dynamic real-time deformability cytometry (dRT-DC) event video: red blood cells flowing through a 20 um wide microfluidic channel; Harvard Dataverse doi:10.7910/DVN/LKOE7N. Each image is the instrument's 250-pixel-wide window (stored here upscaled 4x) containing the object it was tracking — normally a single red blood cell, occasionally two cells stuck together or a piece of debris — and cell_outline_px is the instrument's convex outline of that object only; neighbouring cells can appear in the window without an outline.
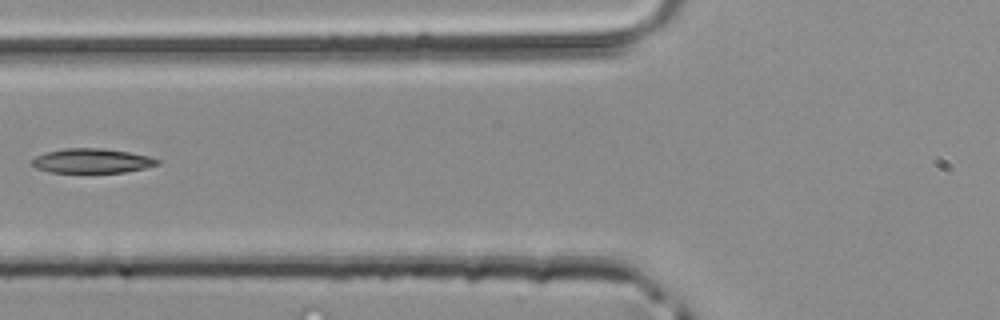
{"species": "common noctule bat (a hibernating species)", "species_latin": "Nyctalus noctula", "temperature_condition": "room temperature", "stored_images_in_passage": 5, "camera_frame_rate_fps": 3000, "um_per_image_px": 0.085, "animal": {"sex": "male", "body_mass_g": 20.4}, "frame": {"image": 1, "passage_image": 5, "time_ms": 1.333, "image_size_px": [1000, 320], "cell_outline_px": [[160, 164], [144, 168], [124, 172], [48, 172], [36, 168], [32, 164], [32, 160], [36, 156], [44, 152], [64, 148], [100, 148], [128, 152], [148, 156], [160, 160]], "centroid_in_image_um": [7.79, 13.66], "position_along_channel_um": 118.0, "area_um2": 17.8}}